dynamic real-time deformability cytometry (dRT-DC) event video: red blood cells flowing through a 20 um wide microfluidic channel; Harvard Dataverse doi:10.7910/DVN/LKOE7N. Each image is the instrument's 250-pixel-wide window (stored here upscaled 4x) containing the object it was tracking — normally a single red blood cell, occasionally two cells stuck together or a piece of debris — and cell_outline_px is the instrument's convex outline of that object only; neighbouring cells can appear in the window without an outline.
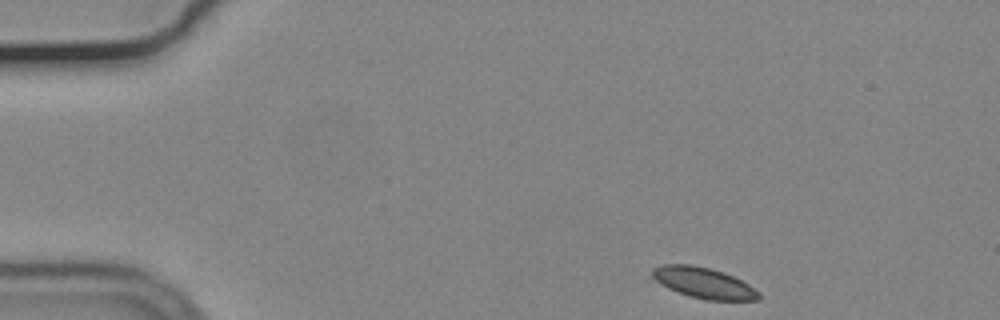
{"species": "common noctule bat (a hibernating species)", "species_latin": "Nyctalus noctula", "temperature_condition": "cold", "stored_images_in_passage": 9, "camera_frame_rate_fps": 3000, "um_per_image_px": 0.085, "animal": {"sex": "male", "body_mass_g": 19.2, "forearm_length_mm": 51.8}, "frame": {"image": 1, "passage_image": 1, "time_ms": 0.0, "image_size_px": [1000, 320], "cell_outline_px": [[760, 300], [704, 300], [688, 296], [644, 280], [652, 268], [664, 264], [692, 264], [724, 272], [748, 284], [760, 292]], "centroid_in_image_um": [59.63, 24.04], "position_along_channel_um": 25.4, "area_um2": 19.94}}